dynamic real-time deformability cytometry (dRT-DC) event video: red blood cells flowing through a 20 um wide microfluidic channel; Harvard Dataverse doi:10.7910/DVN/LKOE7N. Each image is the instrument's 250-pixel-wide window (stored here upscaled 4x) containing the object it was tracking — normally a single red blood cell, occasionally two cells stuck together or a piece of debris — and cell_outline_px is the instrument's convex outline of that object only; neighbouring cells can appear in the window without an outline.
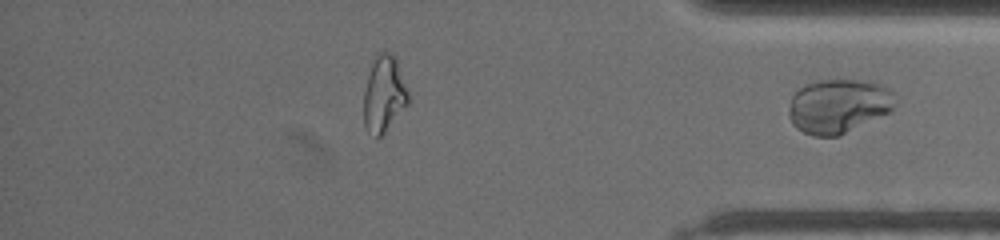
{"species": "common noctule bat (a hibernating species)", "species_latin": "Nyctalus noctula", "temperature_condition": "warm", "stored_images_in_passage": 47, "segment_of_instrument_passage": [2, 2], "camera_frame_rate_fps": 3000, "um_per_image_px": 0.085, "animal": {"sex": "female", "body_mass_g": 19.5, "forearm_length_mm": 54.1}, "frame": {"image": 1, "passage_image": 47, "time_ms": 15.333, "image_size_px": [1000, 240], "cell_outline_px": [[896, 104], [888, 112], [840, 136], [812, 136], [796, 128], [792, 124], [788, 116], [788, 112], [792, 96], [800, 88], [808, 84], [820, 80], [868, 80], [880, 84], [896, 92]], "centroid_in_image_um": [71.29, 9.01], "position_along_channel_um": 363.9, "area_um2": 33.7}}